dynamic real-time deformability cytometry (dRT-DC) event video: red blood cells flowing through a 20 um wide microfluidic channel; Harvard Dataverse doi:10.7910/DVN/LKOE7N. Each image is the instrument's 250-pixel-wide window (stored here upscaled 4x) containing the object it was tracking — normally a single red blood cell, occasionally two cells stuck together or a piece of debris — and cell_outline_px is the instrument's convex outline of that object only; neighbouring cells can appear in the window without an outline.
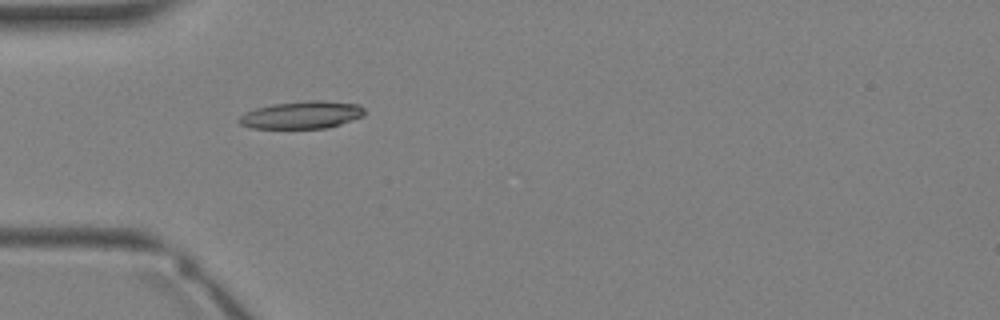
{"species": "Egyptian fruit bat (a non-hibernating species)", "species_latin": "Rousettus aegyptiacus", "temperature_condition": "warm", "stored_images_in_passage": 3, "camera_frame_rate_fps": 3000, "um_per_image_px": 0.085, "animal": {"sex": "female"}, "frame": {"image": 1, "passage_image": 3, "time_ms": 2.333, "image_size_px": [1000, 320], "cell_outline_px": [[368, 112], [364, 116], [328, 128], [252, 128], [240, 124], [236, 120], [244, 112], [256, 108], [272, 104], [308, 100], [324, 100], [360, 104]], "centroid_in_image_um": [25.69, 9.76], "position_along_channel_um": 59.3, "area_um2": 20.4}}